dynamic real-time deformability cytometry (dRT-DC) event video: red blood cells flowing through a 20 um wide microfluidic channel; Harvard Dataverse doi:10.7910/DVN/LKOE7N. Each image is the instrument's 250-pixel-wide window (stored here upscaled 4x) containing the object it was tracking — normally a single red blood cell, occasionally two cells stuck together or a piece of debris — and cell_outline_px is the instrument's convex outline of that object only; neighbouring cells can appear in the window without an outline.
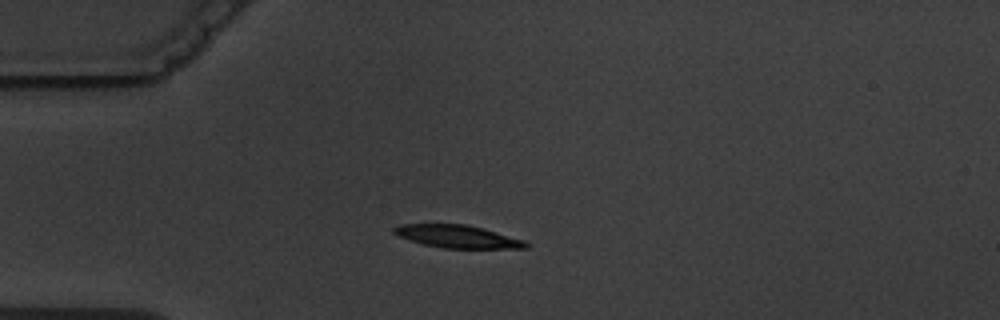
{"species": "common noctule bat (a hibernating species)", "species_latin": "Nyctalus noctula", "temperature_condition": "warm", "stored_images_in_passage": 5, "camera_frame_rate_fps": 3000, "um_per_image_px": 0.085, "animal": {"sex": "male", "body_mass_g": 19.5, "forearm_length_mm": 54.6}, "frame": {"image": 1, "passage_image": 1, "time_ms": 0.0, "image_size_px": [1000, 320], "cell_outline_px": [[528, 248], [444, 248], [424, 244], [400, 236], [392, 232], [392, 228], [400, 224], [468, 224], [484, 228], [524, 240], [528, 244]], "centroid_in_image_um": [38.9, 20.09], "position_along_channel_um": 46.1, "area_um2": 17.34}}